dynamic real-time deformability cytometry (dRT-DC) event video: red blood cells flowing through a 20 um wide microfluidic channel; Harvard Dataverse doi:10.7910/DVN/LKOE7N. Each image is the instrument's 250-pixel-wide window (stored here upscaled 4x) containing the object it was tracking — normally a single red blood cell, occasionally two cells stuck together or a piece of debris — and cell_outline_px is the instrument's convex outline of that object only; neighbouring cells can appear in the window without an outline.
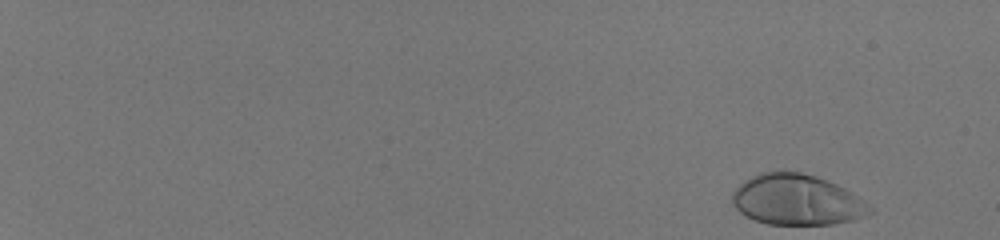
{"species": "human", "species_latin": "Homo sapiens", "temperature_condition": "room temperature", "stored_images_in_passage": 51, "camera_frame_rate_fps": 3000, "um_per_image_px": 0.085, "donor": {"sex": "male"}, "frame": {"image": 1, "passage_image": 1, "time_ms": 0.0, "image_size_px": [1000, 240], "cell_outline_px": [[872, 212], [864, 216], [852, 220], [832, 224], [768, 224], [756, 220], [740, 212], [732, 204], [732, 192], [744, 180], [760, 172], [784, 168], [816, 176], [836, 184], [852, 192], [872, 208]], "centroid_in_image_um": [67.7, 16.95], "position_along_channel_um": 17.3, "area_um2": 40.81}}
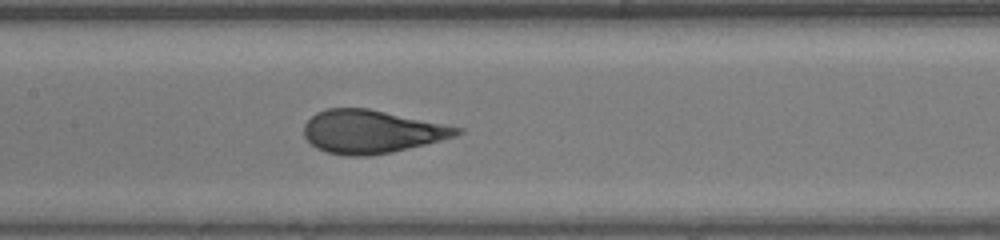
{"frame": {"image": 2, "passage_image": 29, "time_ms": 9.333, "image_size_px": [1000, 240], "cell_outline_px": [[464, 132], [456, 136], [392, 152], [368, 156], [348, 156], [328, 152], [316, 148], [304, 136], [304, 124], [316, 112], [328, 108], [368, 108], [464, 128]], "centroid_in_image_um": [31.58, 11.18], "position_along_channel_um": 175.8, "area_um2": 38.32}}
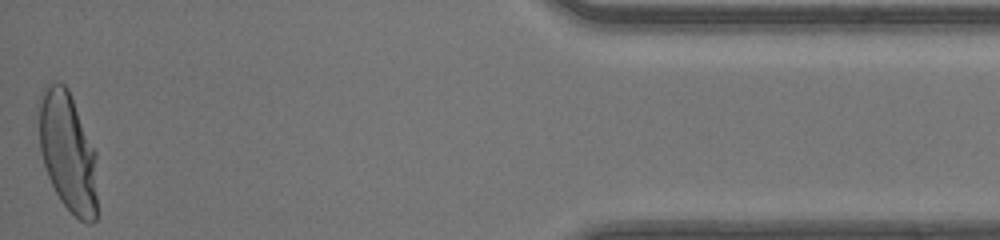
{"frame": {"image": 3, "passage_image": 51, "time_ms": 16.667, "image_size_px": [1000, 240], "cell_outline_px": [[96, 220], [92, 224], [88, 224], [80, 220], [60, 200], [48, 176], [40, 152], [36, 112], [36, 104], [40, 92], [48, 84], [56, 80], [64, 84], [68, 88], [96, 152]], "centroid_in_image_um": [5.72, 12.84], "position_along_channel_um": 429.5, "area_um2": 41.5}, "authors_computed_cell_mechanics": {"area_um2": 38.7838, "velocity_mm_per_s": 4.1758, "shape_relaxation_time_tau1_ms": 4.1471, "shape_relaxation_time_tau2_ms": null, "deformation_change_tau1": 0.2362, "deformation_change_tau2": null}}